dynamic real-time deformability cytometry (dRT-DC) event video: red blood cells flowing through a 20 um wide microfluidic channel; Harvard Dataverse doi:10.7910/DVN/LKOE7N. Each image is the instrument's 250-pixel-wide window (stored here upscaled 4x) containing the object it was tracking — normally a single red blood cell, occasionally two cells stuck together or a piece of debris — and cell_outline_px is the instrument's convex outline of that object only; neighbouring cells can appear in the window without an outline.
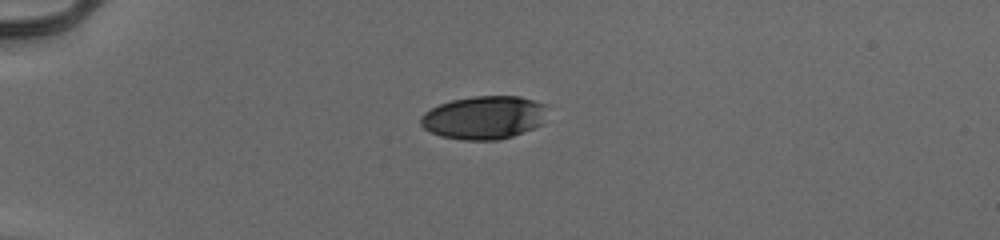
{"species": "human", "species_latin": "Homo sapiens", "temperature_condition": "cold", "stored_images_in_passage": 40, "camera_frame_rate_fps": 3000, "um_per_image_px": 0.085, "donor": {"sex": "male"}, "frame": {"image": 1, "passage_image": 1, "time_ms": 0.0, "image_size_px": [1000, 240], "cell_outline_px": [[544, 124], [512, 136], [496, 140], [464, 140], [440, 136], [424, 128], [420, 124], [420, 116], [424, 112], [440, 104], [452, 100], [472, 96], [520, 96], [544, 104]], "centroid_in_image_um": [41.12, 9.99], "position_along_channel_um": 43.9, "area_um2": 31.79}}
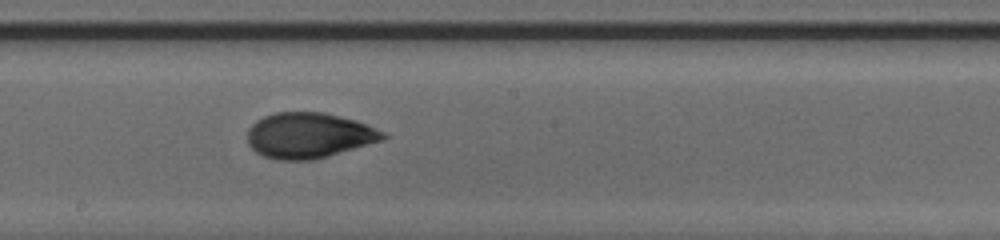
{"frame": {"image": 2, "passage_image": 18, "time_ms": 5.667, "image_size_px": [1000, 240], "cell_outline_px": [[388, 136], [384, 140], [312, 160], [276, 160], [264, 156], [256, 152], [248, 144], [248, 128], [256, 120], [264, 116], [276, 112], [324, 112], [356, 120], [368, 124], [384, 132]], "centroid_in_image_um": [26.26, 11.5], "position_along_channel_um": 221.9, "area_um2": 36.01}}
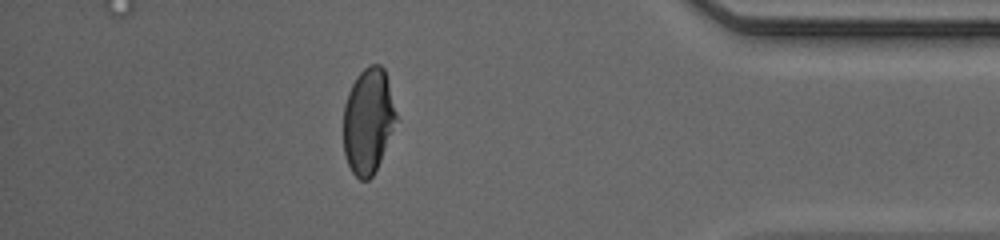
{"frame": {"image": 3, "passage_image": 34, "time_ms": 11.0, "image_size_px": [1000, 240], "cell_outline_px": [[400, 120], [372, 176], [368, 180], [360, 180], [352, 172], [348, 164], [344, 152], [344, 104], [348, 92], [356, 76], [368, 64], [380, 64], [384, 68]], "centroid_in_image_um": [31.33, 10.25], "position_along_channel_um": 403.9, "area_um2": 33.0}, "authors_computed_cell_mechanics": {"area_um2": 34.7667, "velocity_mm_per_s": 3.9529, "shape_relaxation_time_tau1_ms": 5.5751, "shape_relaxation_time_tau2_ms": 1.0904, "deformation_change_tau1": 0.184, "deformation_change_tau2": 0.0564}}